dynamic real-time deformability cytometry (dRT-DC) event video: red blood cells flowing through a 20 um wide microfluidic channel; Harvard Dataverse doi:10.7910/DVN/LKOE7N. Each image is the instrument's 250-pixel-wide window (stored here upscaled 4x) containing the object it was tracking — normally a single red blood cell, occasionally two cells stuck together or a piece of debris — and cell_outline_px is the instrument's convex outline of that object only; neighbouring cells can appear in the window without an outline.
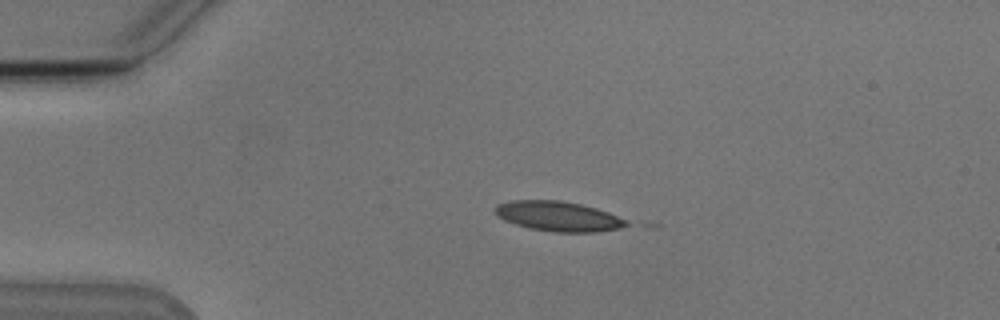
{"species": "Egyptian fruit bat (a non-hibernating species)", "species_latin": "Rousettus aegyptiacus", "temperature_condition": "cold", "stored_images_in_passage": 15, "camera_frame_rate_fps": 3000, "um_per_image_px": 0.085, "animal": {"sex": "male"}, "frame": {"image": 1, "passage_image": 12, "time_ms": 3.667, "image_size_px": [1000, 320], "cell_outline_px": [[628, 224], [620, 228], [596, 232], [556, 232], [528, 228], [504, 220], [496, 216], [492, 208], [496, 204], [512, 200], [560, 200], [580, 204], [596, 208], [608, 212], [628, 220]], "centroid_in_image_um": [47.41, 18.38], "position_along_channel_um": 37.6, "area_um2": 23.0}}